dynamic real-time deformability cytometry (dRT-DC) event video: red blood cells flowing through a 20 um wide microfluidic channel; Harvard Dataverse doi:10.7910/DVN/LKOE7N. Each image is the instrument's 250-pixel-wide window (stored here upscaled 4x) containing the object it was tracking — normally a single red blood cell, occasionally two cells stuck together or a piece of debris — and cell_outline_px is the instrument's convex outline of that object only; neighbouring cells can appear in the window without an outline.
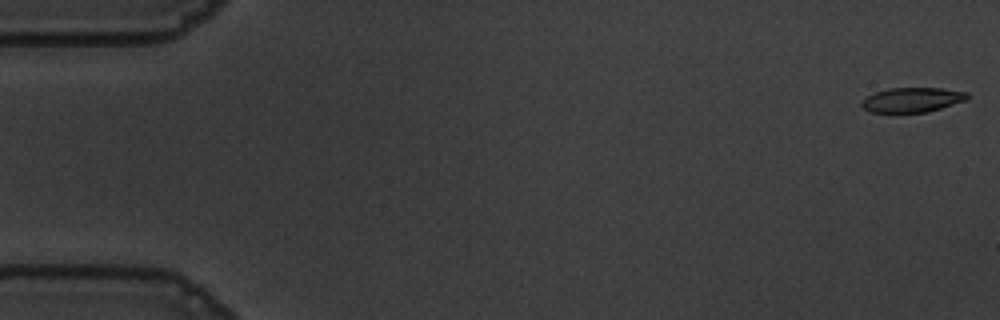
{"species": "common noctule bat (a hibernating species)", "species_latin": "Nyctalus noctula", "temperature_condition": "warm", "stored_images_in_passage": 56, "camera_frame_rate_fps": 3000, "um_per_image_px": 0.085, "animal": {"sex": "male", "body_mass_g": 19.5, "forearm_length_mm": 54.6}, "frame": {"image": 1, "passage_image": 1, "time_ms": 0.0, "image_size_px": [1000, 320], "cell_outline_px": [[968, 100], [928, 112], [872, 112], [864, 108], [860, 104], [868, 96], [876, 92], [888, 88], [940, 88], [968, 92]], "centroid_in_image_um": [77.59, 8.48], "position_along_channel_um": 7.4, "area_um2": 15.09}}
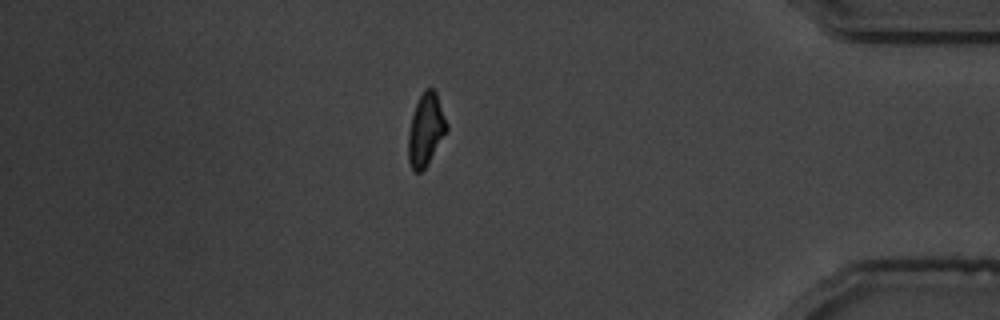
{"frame": {"image": 2, "passage_image": 48, "time_ms": 15.667, "image_size_px": [1000, 320], "cell_outline_px": [[448, 128], [424, 168], [420, 172], [412, 172], [408, 160], [408, 132], [412, 116], [416, 104], [424, 88], [432, 88], [436, 92], [448, 124]], "centroid_in_image_um": [36.17, 11.01], "position_along_channel_um": 399.0, "area_um2": 15.95}}
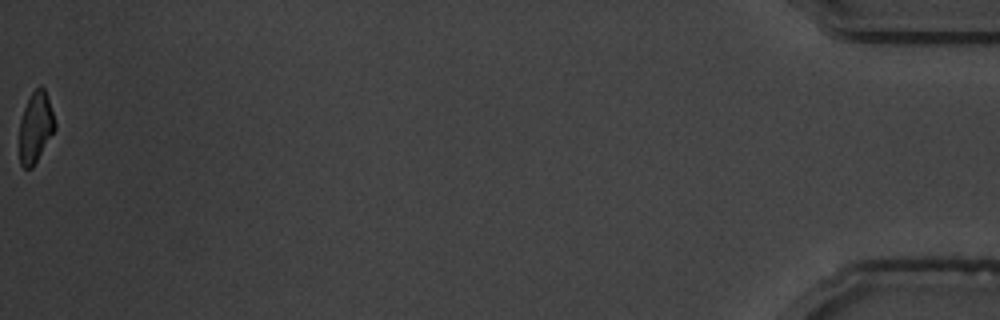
{"frame": {"image": 3, "passage_image": 56, "time_ms": 18.333, "image_size_px": [1000, 320], "cell_outline_px": [[56, 128], [32, 168], [24, 168], [20, 164], [20, 120], [24, 108], [32, 92], [40, 84], [44, 88], [56, 124]], "centroid_in_image_um": [3.02, 10.82], "position_along_channel_um": 432.2, "area_um2": 14.33}, "authors_computed_cell_mechanics": {"area_um2": 16.5019, "velocity_mm_per_s": 3.6273, "shape_relaxation_time_tau1_ms": 3.5431, "shape_relaxation_time_tau2_ms": 2.4442, "deformation_change_tau1": 0.1805, "deformation_change_tau2": 0.0957}}